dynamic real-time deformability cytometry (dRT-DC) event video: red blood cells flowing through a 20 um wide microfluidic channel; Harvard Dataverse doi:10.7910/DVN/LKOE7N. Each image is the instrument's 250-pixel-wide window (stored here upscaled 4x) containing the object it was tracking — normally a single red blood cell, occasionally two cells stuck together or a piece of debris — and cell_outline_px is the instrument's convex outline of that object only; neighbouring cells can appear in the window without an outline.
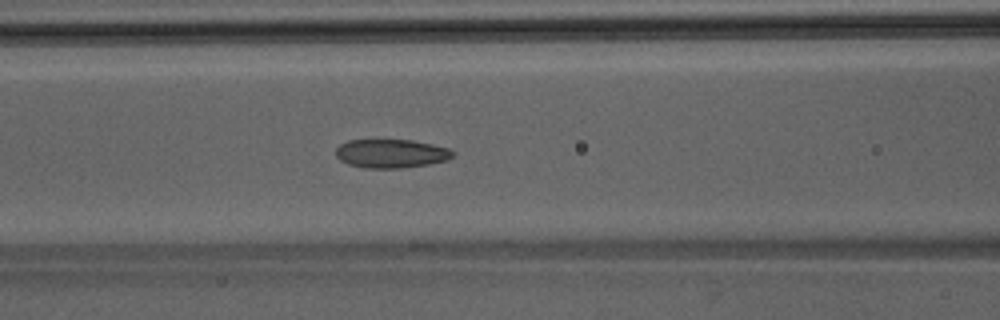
{"species": "Egyptian fruit bat (a non-hibernating species)", "species_latin": "Rousettus aegyptiacus", "temperature_condition": "room temperature", "stored_images_in_passage": 46, "camera_frame_rate_fps": 3000, "um_per_image_px": 0.085, "animal": {"sex": "male"}, "frame": {"image": 1, "passage_image": 18, "time_ms": 5.667, "image_size_px": [1000, 320], "cell_outline_px": [[456, 152], [448, 160], [428, 164], [400, 168], [364, 168], [348, 164], [340, 160], [336, 156], [336, 148], [340, 144], [348, 140], [412, 140], [432, 144], [448, 148]], "centroid_in_image_um": [33.24, 13.05], "position_along_channel_um": 133.4, "area_um2": 19.59}}
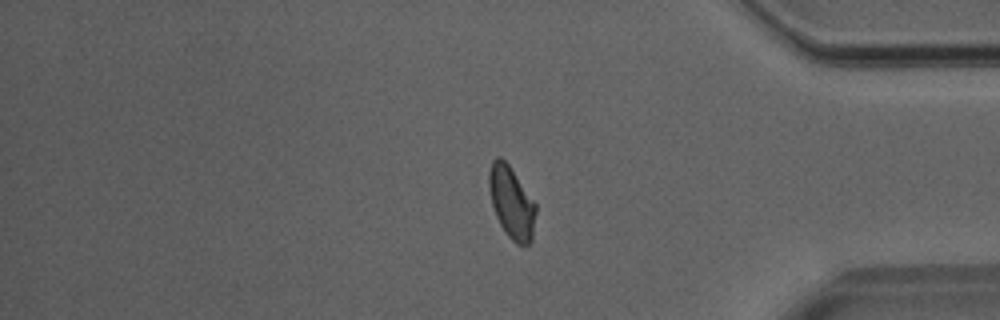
{"frame": {"image": 2, "passage_image": 38, "time_ms": 12.333, "image_size_px": [1000, 320], "cell_outline_px": [[536, 212], [532, 240], [528, 244], [516, 244], [508, 236], [500, 224], [496, 216], [492, 204], [488, 188], [488, 172], [492, 160], [496, 156], [500, 156], [508, 164], [536, 204]], "centroid_in_image_um": [43.46, 17.19], "position_along_channel_um": 391.7, "area_um2": 19.59}}
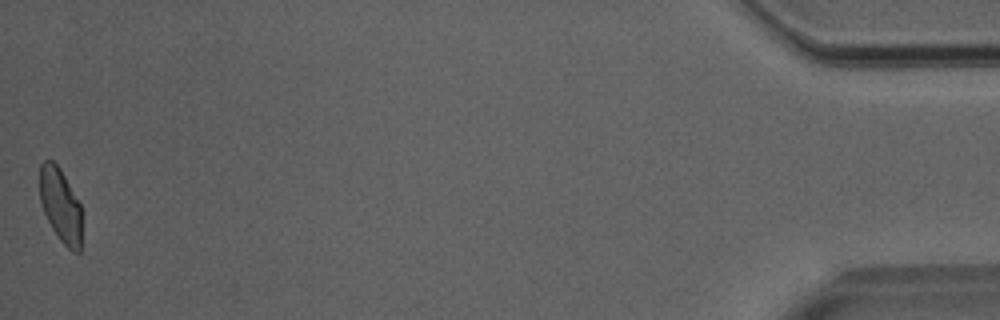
{"frame": {"image": 3, "passage_image": 46, "time_ms": 15.0, "image_size_px": [1000, 320], "cell_outline_px": [[80, 252], [72, 252], [60, 240], [52, 228], [44, 212], [40, 200], [40, 164], [44, 160], [52, 160], [60, 168], [80, 204]], "centroid_in_image_um": [5.12, 17.43], "position_along_channel_um": 430.1, "area_um2": 17.8}}